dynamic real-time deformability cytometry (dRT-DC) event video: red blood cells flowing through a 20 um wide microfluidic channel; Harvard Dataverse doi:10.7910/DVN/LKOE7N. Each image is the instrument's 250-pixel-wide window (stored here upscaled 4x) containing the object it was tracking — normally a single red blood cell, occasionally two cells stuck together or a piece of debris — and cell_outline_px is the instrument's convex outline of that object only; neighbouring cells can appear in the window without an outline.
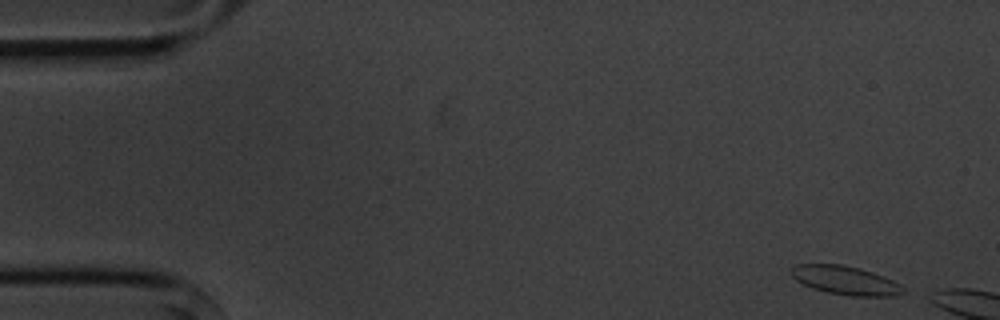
{"species": "common noctule bat (a hibernating species)", "species_latin": "Nyctalus noctula", "temperature_condition": "cold", "stored_images_in_passage": 5, "camera_frame_rate_fps": 3000, "um_per_image_px": 0.085, "animal": {"sex": "male", "body_mass_g": 20.1, "forearm_length_mm": 53.5}, "frame": {"image": 1, "passage_image": 1, "time_ms": 0.0, "image_size_px": [1000, 320], "cell_outline_px": [[904, 292], [896, 296], [848, 296], [828, 292], [812, 288], [796, 280], [792, 276], [792, 268], [796, 264], [840, 264], [860, 268], [872, 272], [892, 280], [900, 284], [904, 288]], "centroid_in_image_um": [71.87, 23.83], "position_along_channel_um": 13.1, "area_um2": 18.61}}